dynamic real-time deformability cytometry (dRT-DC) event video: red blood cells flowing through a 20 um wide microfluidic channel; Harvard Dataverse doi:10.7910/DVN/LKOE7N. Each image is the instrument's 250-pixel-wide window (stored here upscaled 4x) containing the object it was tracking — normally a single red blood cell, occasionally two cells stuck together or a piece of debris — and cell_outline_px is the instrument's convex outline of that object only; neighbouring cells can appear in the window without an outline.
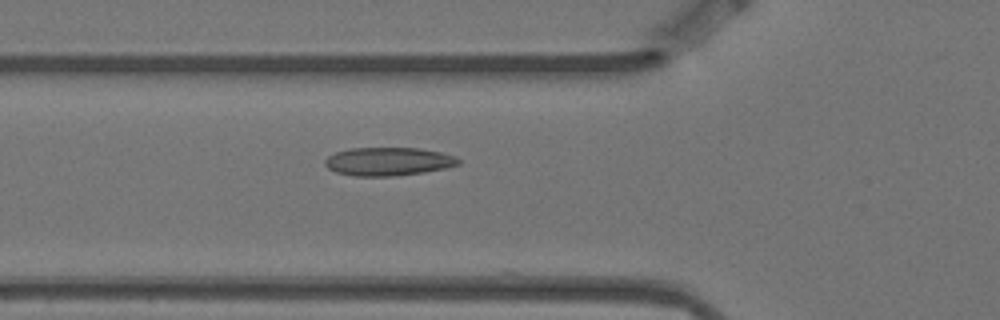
{"species": "Egyptian fruit bat (a non-hibernating species)", "species_latin": "Rousettus aegyptiacus", "temperature_condition": "warm", "stored_images_in_passage": 5, "camera_frame_rate_fps": 3000, "um_per_image_px": 0.085, "animal": {"sex": "female"}, "frame": {"image": 1, "passage_image": 5, "time_ms": 1.333, "image_size_px": [1000, 320], "cell_outline_px": [[460, 164], [444, 168], [424, 172], [392, 176], [352, 176], [336, 172], [328, 168], [324, 164], [324, 160], [328, 156], [336, 152], [352, 148], [420, 148], [440, 152], [456, 156], [460, 160]], "centroid_in_image_um": [33.0, 13.72], "position_along_channel_um": 92.8, "area_um2": 22.02}}